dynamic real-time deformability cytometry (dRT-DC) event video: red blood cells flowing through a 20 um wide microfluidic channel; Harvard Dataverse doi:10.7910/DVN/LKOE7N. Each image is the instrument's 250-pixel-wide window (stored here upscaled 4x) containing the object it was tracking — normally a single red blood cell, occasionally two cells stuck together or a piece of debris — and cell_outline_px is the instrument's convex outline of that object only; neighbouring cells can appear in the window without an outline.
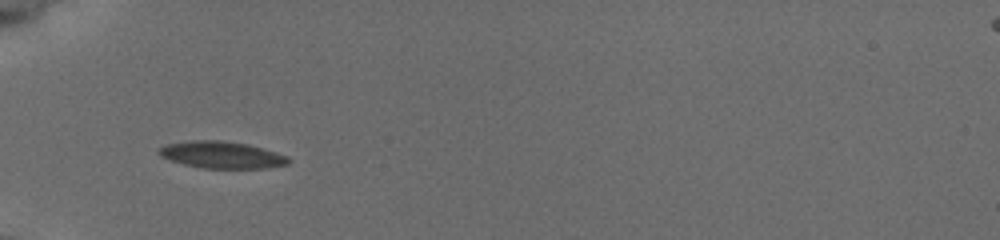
{"species": "common noctule bat (a hibernating species)", "species_latin": "Nyctalus noctula", "temperature_condition": "cold", "stored_images_in_passage": 36, "camera_frame_rate_fps": 3000, "um_per_image_px": 0.085, "animal": {"sex": "female", "body_mass_g": 19.5, "forearm_length_mm": 54.1}, "frame": {"image": 1, "passage_image": 1, "time_ms": 0.0, "image_size_px": [1000, 240], "cell_outline_px": [[292, 160], [288, 164], [268, 168], [204, 168], [184, 164], [168, 160], [160, 156], [156, 152], [156, 148], [164, 144], [192, 140], [224, 140], [248, 144], [276, 152], [288, 156]], "centroid_in_image_um": [18.81, 13.15], "position_along_channel_um": 66.2, "area_um2": 20.63}}
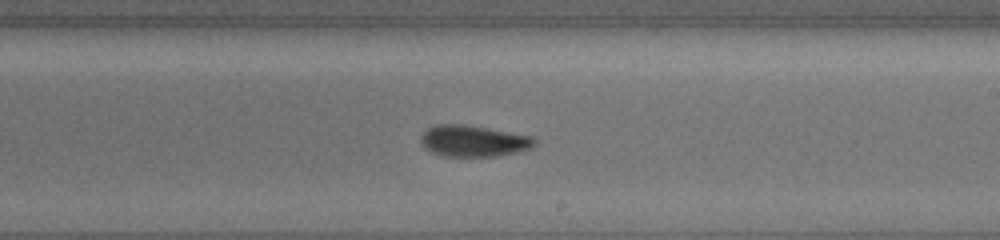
{"frame": {"image": 2, "passage_image": 16, "time_ms": 5.0, "image_size_px": [1000, 240], "cell_outline_px": [[536, 144], [532, 148], [516, 152], [496, 156], [440, 156], [424, 148], [420, 140], [420, 136], [428, 128], [436, 124], [464, 124], [488, 128], [532, 136], [536, 140]], "centroid_in_image_um": [40.23, 11.98], "position_along_channel_um": 248.8, "area_um2": 20.87}}
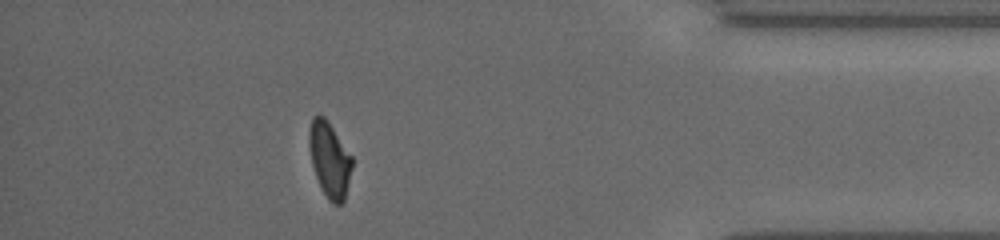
{"frame": {"image": 3, "passage_image": 31, "time_ms": 10.0, "image_size_px": [1000, 240], "cell_outline_px": [[352, 168], [344, 200], [340, 204], [332, 204], [328, 200], [316, 176], [312, 164], [308, 144], [308, 132], [312, 116], [324, 116], [328, 120], [352, 156]], "centroid_in_image_um": [28.0, 13.53], "position_along_channel_um": 407.2, "area_um2": 18.79}, "authors_computed_cell_mechanics": {"area_um2": 19.8254, "velocity_mm_per_s": 3.7934, "shape_relaxation_time_tau1_ms": 4.5358, "shape_relaxation_time_tau2_ms": 2.0727, "deformation_change_tau1": 0.1466, "deformation_change_tau2": 0.0842}}